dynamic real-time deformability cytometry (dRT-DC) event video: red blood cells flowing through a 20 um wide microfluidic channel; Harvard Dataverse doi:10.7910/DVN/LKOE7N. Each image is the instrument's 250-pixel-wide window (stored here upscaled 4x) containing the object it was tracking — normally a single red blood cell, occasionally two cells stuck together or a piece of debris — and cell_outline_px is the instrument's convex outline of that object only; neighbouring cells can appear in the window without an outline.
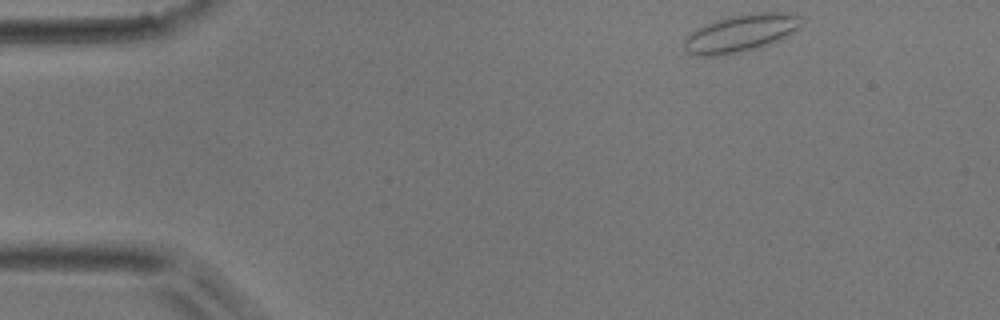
{"species": "common noctule bat (a hibernating species)", "species_latin": "Nyctalus noctula", "temperature_condition": "room temperature", "stored_images_in_passage": 5, "camera_frame_rate_fps": 3000, "um_per_image_px": 0.085, "animal": {"sex": "male", "body_mass_g": 17.9}, "frame": {"image": 1, "passage_image": 1, "time_ms": 0.0, "image_size_px": [1000, 320], "cell_outline_px": [[804, 20], [800, 28], [780, 40], [756, 48], [716, 56], [696, 56], [688, 52], [684, 48], [684, 40], [696, 28], [704, 24], [728, 16], [752, 12], [788, 12], [800, 16]], "centroid_in_image_um": [63.0, 2.79], "position_along_channel_um": 22.0, "area_um2": 25.72}}